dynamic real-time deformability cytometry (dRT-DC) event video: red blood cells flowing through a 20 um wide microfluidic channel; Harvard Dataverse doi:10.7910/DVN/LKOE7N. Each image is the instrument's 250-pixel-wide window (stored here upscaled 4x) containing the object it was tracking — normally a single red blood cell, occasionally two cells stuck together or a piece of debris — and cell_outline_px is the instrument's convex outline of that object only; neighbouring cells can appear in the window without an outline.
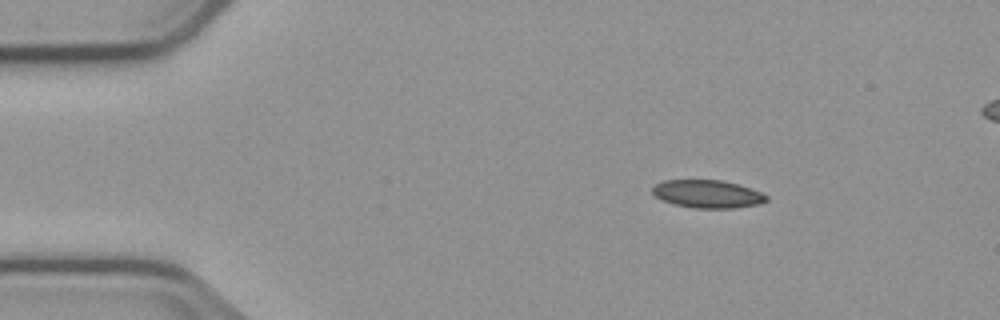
{"species": "common noctule bat (a hibernating species)", "species_latin": "Nyctalus noctula", "temperature_condition": "cold", "stored_images_in_passage": 5, "segment_of_instrument_passage": [1, 2], "camera_frame_rate_fps": 3000, "um_per_image_px": 0.085, "animal": {"sex": "male", "body_mass_g": 23.1, "forearm_length_mm": 52.7}, "frame": {"image": 1, "passage_image": 2, "time_ms": 1.0, "image_size_px": [1000, 320], "cell_outline_px": [[768, 200], [760, 204], [736, 208], [692, 208], [676, 204], [664, 200], [656, 196], [652, 192], [652, 188], [656, 184], [664, 180], [724, 180], [760, 192], [768, 196]], "centroid_in_image_um": [60.16, 16.49], "position_along_channel_um": 24.8, "area_um2": 18.38}}